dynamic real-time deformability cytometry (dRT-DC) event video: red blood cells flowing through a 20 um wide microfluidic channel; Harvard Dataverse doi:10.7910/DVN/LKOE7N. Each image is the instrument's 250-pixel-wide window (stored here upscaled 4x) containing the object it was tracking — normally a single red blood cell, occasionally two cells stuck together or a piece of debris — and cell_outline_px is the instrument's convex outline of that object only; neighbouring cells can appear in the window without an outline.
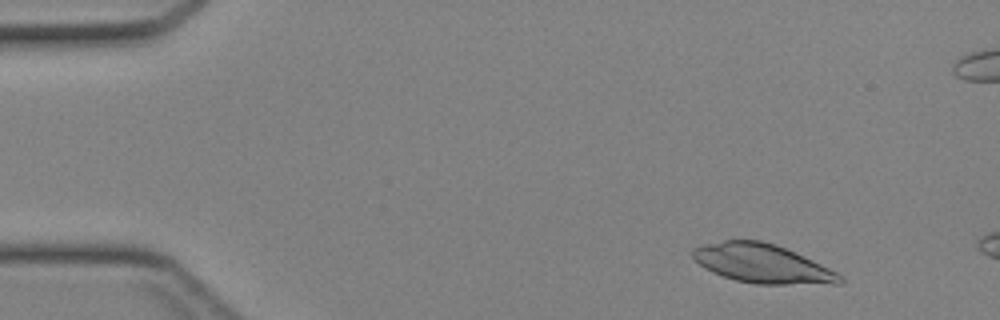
{"species": "Egyptian fruit bat (a non-hibernating species)", "species_latin": "Rousettus aegyptiacus", "temperature_condition": "cold", "stored_images_in_passage": 9, "camera_frame_rate_fps": 3000, "um_per_image_px": 0.085, "animal": {"sex": "female"}, "frame": {"image": 1, "passage_image": 4, "time_ms": 1.0, "image_size_px": [1000, 320], "cell_outline_px": [[844, 280], [840, 284], [756, 284], [736, 280], [712, 272], [704, 268], [692, 256], [692, 252], [696, 248], [704, 244], [724, 240], [760, 240], [776, 244], [812, 260], [844, 276]], "centroid_in_image_um": [64.82, 22.41], "position_along_channel_um": 20.2, "area_um2": 33.12}}